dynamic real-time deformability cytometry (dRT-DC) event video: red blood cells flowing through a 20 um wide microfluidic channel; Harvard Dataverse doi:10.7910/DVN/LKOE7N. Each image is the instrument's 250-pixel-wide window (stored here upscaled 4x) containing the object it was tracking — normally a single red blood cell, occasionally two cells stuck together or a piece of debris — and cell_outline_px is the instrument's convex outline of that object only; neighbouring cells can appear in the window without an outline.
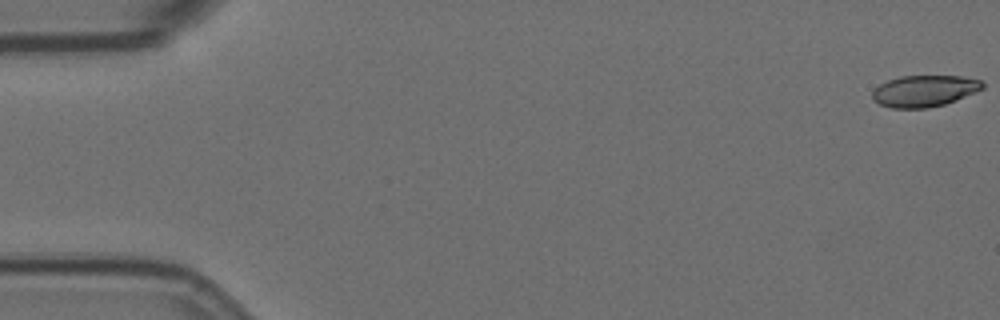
{"species": "Egyptian fruit bat (a non-hibernating species)", "species_latin": "Rousettus aegyptiacus", "temperature_condition": "room temperature", "stored_images_in_passage": 57, "camera_frame_rate_fps": 3000, "um_per_image_px": 0.085, "animal": {"sex": "female"}, "frame": {"image": 1, "passage_image": 1, "time_ms": 0.0, "image_size_px": [1000, 320], "cell_outline_px": [[984, 88], [956, 100], [944, 104], [928, 108], [892, 108], [880, 104], [872, 100], [872, 92], [880, 84], [888, 80], [900, 76], [960, 76], [980, 80], [984, 84]], "centroid_in_image_um": [78.55, 7.73], "position_along_channel_um": 6.4, "area_um2": 20.11}}
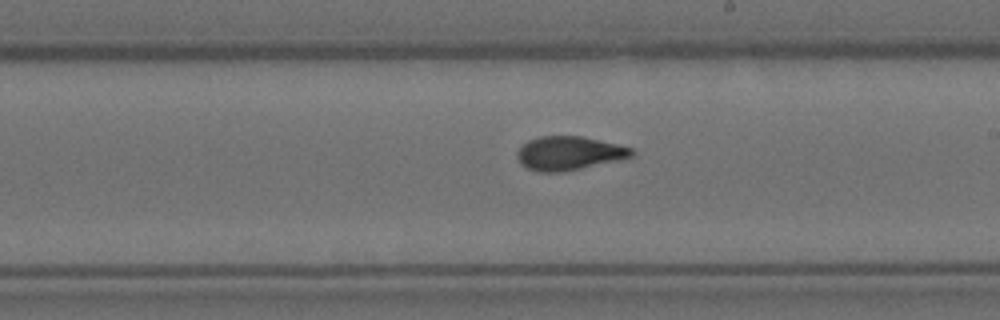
{"frame": {"image": 2, "passage_image": 33, "time_ms": 10.667, "image_size_px": [1000, 320], "cell_outline_px": [[632, 156], [620, 160], [560, 172], [540, 172], [528, 168], [520, 164], [516, 156], [516, 152], [528, 140], [540, 136], [580, 136], [616, 144], [632, 148]], "centroid_in_image_um": [48.32, 13.02], "position_along_channel_um": 240.7, "area_um2": 22.25}}
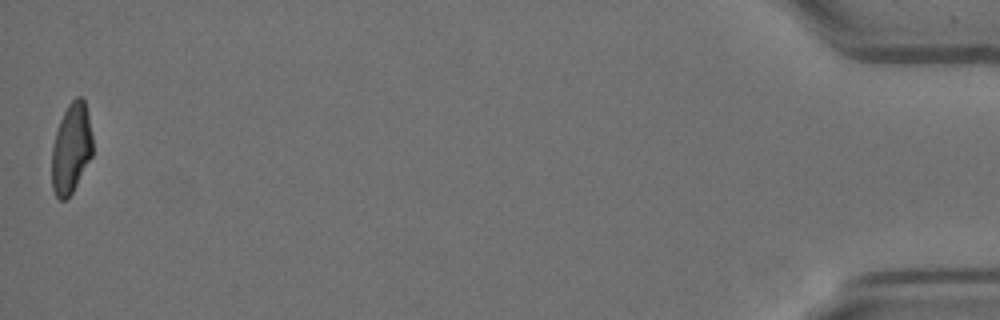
{"frame": {"image": 3, "passage_image": 57, "time_ms": 18.667, "image_size_px": [1000, 320], "cell_outline_px": [[92, 156], [72, 192], [64, 200], [60, 200], [56, 196], [52, 188], [52, 144], [60, 120], [68, 104], [76, 96], [80, 96], [84, 100], [88, 116], [92, 136]], "centroid_in_image_um": [6.04, 12.61], "position_along_channel_um": 429.2, "area_um2": 21.27}, "authors_computed_cell_mechanics": {"area_um2": 22.0218, "velocity_mm_per_s": 3.5722, "shape_relaxation_time_tau1_ms": 9.9661, "shape_relaxation_time_tau2_ms": 2.6204, "deformation_change_tau1": 0.2584, "deformation_change_tau2": 0.0634}}